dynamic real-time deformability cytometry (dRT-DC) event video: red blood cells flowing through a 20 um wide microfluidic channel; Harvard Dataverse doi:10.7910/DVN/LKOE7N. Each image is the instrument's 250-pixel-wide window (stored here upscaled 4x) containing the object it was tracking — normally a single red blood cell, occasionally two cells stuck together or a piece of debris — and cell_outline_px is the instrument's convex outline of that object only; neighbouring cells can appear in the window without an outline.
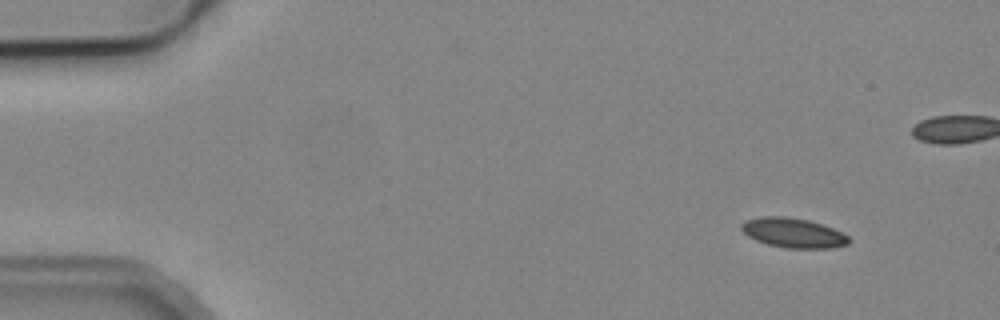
{"species": "common noctule bat (a hibernating species)", "species_latin": "Nyctalus noctula", "temperature_condition": "cold", "stored_images_in_passage": 5, "camera_frame_rate_fps": 3000, "um_per_image_px": 0.085, "animal": {"sex": "male", "body_mass_g": 19.2, "forearm_length_mm": 51.8}, "frame": {"image": 1, "passage_image": 1, "time_ms": 0.0, "image_size_px": [1000, 320], "cell_outline_px": [[848, 244], [832, 248], [788, 248], [768, 244], [756, 240], [748, 236], [740, 228], [740, 224], [748, 220], [760, 216], [784, 216], [808, 220], [832, 228], [848, 236]], "centroid_in_image_um": [67.4, 19.79], "position_along_channel_um": 17.6, "area_um2": 18.32}}